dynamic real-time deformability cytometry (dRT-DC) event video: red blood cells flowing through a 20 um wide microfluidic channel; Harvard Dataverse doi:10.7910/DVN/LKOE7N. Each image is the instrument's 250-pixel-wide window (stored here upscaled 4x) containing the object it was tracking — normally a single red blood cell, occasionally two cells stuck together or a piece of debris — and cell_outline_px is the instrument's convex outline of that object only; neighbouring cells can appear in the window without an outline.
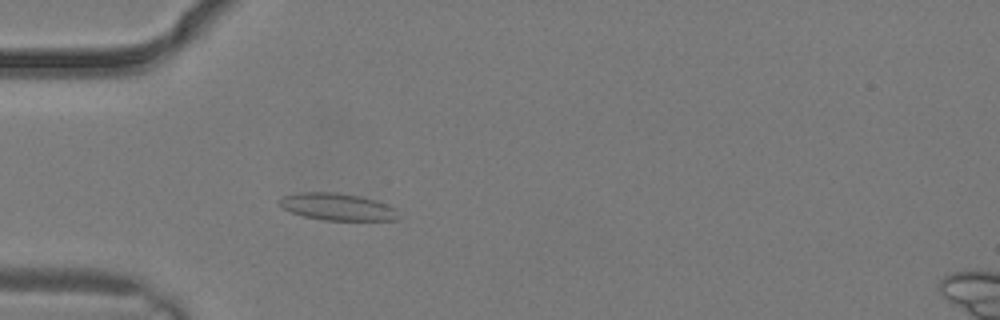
{"species": "common noctule bat (a hibernating species)", "species_latin": "Nyctalus noctula", "temperature_condition": "warm", "stored_images_in_passage": 3, "camera_frame_rate_fps": 3000, "um_per_image_px": 0.085, "animal": {"sex": "male", "body_mass_g": 19.2, "forearm_length_mm": 51.8}, "frame": {"image": 1, "passage_image": 2, "time_ms": 0.333, "image_size_px": [1000, 320], "cell_outline_px": [[396, 220], [324, 220], [304, 216], [292, 212], [284, 208], [280, 204], [280, 196], [300, 192], [336, 192], [360, 196], [376, 200], [388, 204], [396, 208]], "centroid_in_image_um": [28.67, 17.56], "position_along_channel_um": 56.3, "area_um2": 18.67}}